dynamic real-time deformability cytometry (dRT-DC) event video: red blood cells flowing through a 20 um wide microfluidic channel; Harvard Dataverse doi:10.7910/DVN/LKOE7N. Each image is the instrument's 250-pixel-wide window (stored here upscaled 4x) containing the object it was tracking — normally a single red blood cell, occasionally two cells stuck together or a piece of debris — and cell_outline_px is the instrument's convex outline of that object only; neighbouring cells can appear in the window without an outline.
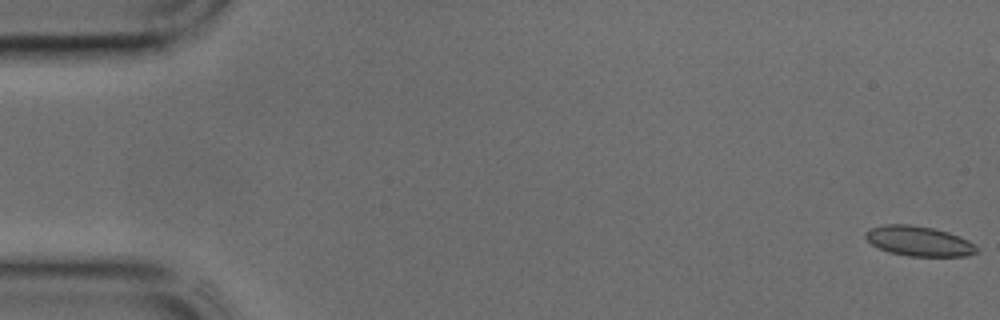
{"species": "common noctule bat (a hibernating species)", "species_latin": "Nyctalus noctula", "temperature_condition": "cold", "stored_images_in_passage": 45, "camera_frame_rate_fps": 3000, "um_per_image_px": 0.085, "animal": {"sex": "male", "body_mass_g": 17.9, "forearm_length_mm": 54.2}, "frame": {"image": 1, "passage_image": 1, "time_ms": 0.0, "image_size_px": [1000, 320], "cell_outline_px": [[976, 252], [968, 256], [908, 256], [888, 252], [872, 244], [864, 236], [864, 232], [872, 228], [884, 224], [908, 224], [932, 228], [948, 232], [960, 236], [968, 240], [976, 248]], "centroid_in_image_um": [78.08, 20.49], "position_along_channel_um": 6.9, "area_um2": 19.25}}
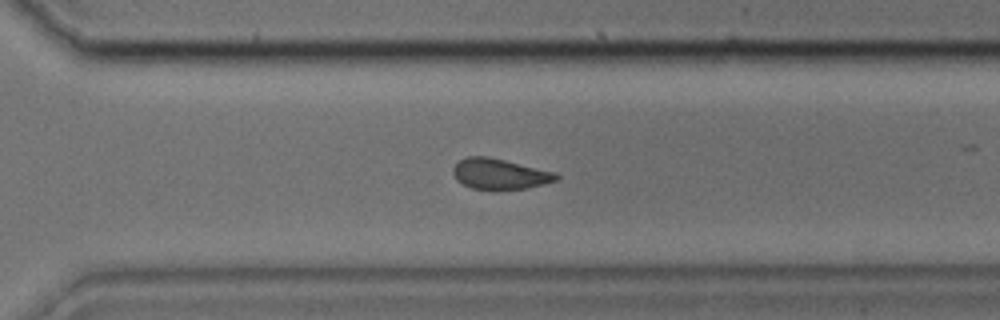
{"frame": {"image": 2, "passage_image": 31, "time_ms": 10.0, "image_size_px": [1000, 320], "cell_outline_px": [[560, 176], [556, 180], [528, 188], [496, 192], [492, 192], [472, 188], [456, 180], [452, 172], [452, 168], [460, 160], [468, 156], [488, 156], [556, 172]], "centroid_in_image_um": [42.46, 14.82], "position_along_channel_um": 328.1, "area_um2": 18.9}}
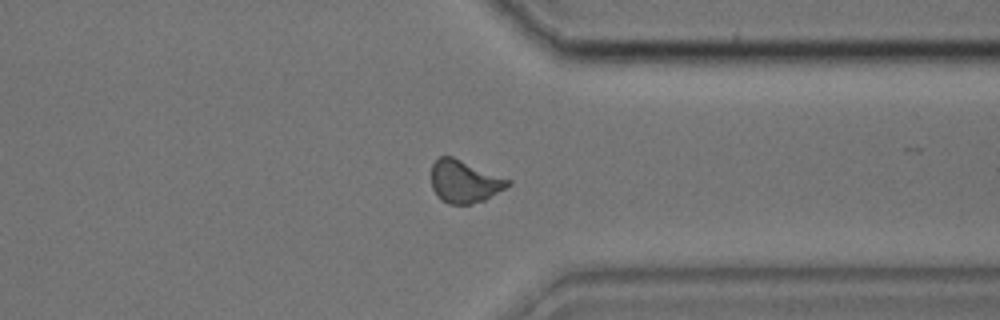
{"frame": {"image": 3, "passage_image": 34, "time_ms": 11.0, "image_size_px": [1000, 320], "cell_outline_px": [[512, 184], [484, 200], [468, 204], [448, 204], [440, 200], [436, 196], [432, 188], [432, 164], [440, 156], [452, 156], [512, 180]], "centroid_in_image_um": [39.47, 15.43], "position_along_channel_um": 371.9, "area_um2": 19.02}}